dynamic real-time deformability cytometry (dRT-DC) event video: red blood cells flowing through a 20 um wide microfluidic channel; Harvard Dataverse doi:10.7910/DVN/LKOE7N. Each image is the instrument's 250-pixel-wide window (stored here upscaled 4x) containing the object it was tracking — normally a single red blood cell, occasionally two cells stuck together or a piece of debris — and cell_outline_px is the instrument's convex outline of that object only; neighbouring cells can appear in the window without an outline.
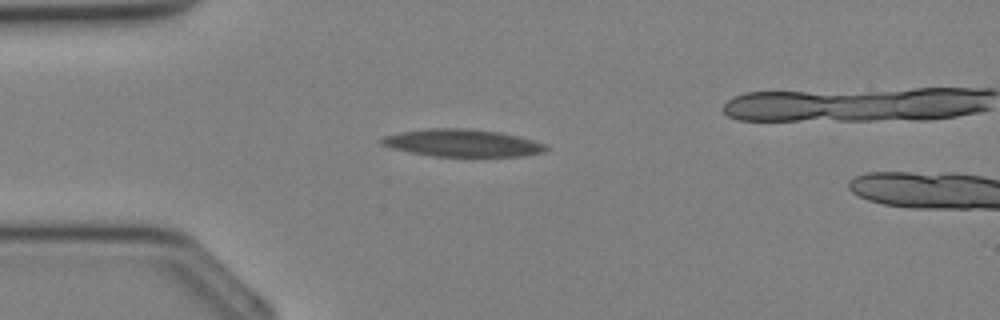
{"species": "Egyptian fruit bat (a non-hibernating species)", "species_latin": "Rousettus aegyptiacus", "temperature_condition": "cold", "stored_images_in_passage": 4, "camera_frame_rate_fps": 3000, "um_per_image_px": 0.085, "animal": {"sex": "female"}, "frame": {"image": 1, "passage_image": 2, "time_ms": 0.333, "image_size_px": [1000, 320], "cell_outline_px": [[548, 148], [544, 152], [520, 156], [432, 156], [408, 152], [392, 148], [380, 144], [380, 136], [400, 132], [428, 128], [464, 128], [500, 132], [532, 140], [544, 144]], "centroid_in_image_um": [39.22, 12.15], "position_along_channel_um": 45.8, "area_um2": 26.18}}